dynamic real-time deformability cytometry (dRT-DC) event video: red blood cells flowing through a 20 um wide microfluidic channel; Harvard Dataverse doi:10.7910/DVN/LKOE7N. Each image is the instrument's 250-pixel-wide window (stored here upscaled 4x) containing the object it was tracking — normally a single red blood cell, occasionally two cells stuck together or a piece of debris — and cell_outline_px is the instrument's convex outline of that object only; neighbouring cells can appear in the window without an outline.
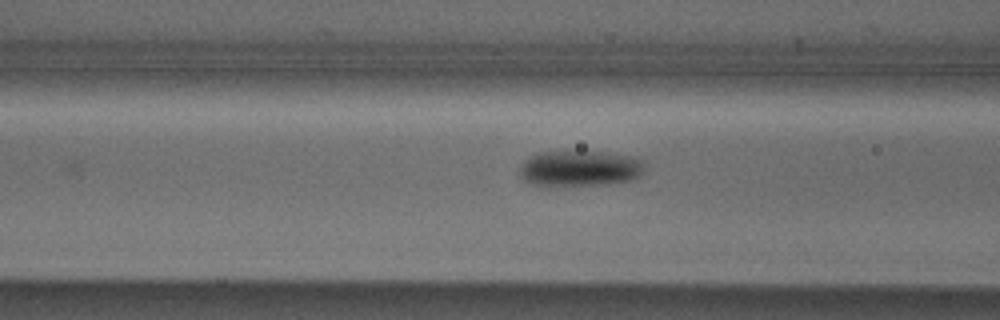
{"species": "Egyptian fruit bat (a non-hibernating species)", "species_latin": "Rousettus aegyptiacus", "temperature_condition": "cold", "stored_images_in_passage": 11, "camera_frame_rate_fps": 3000, "um_per_image_px": 0.085, "animal": {"sex": "male"}, "frame": {"image": 1, "passage_image": 5, "time_ms": 1.333, "image_size_px": [1000, 320], "cell_outline_px": [[644, 172], [628, 180], [608, 184], [532, 184], [524, 180], [520, 176], [520, 164], [524, 160], [536, 152], [608, 152], [632, 156], [644, 160]], "centroid_in_image_um": [49.29, 14.28], "position_along_channel_um": 117.3, "area_um2": 25.66}}
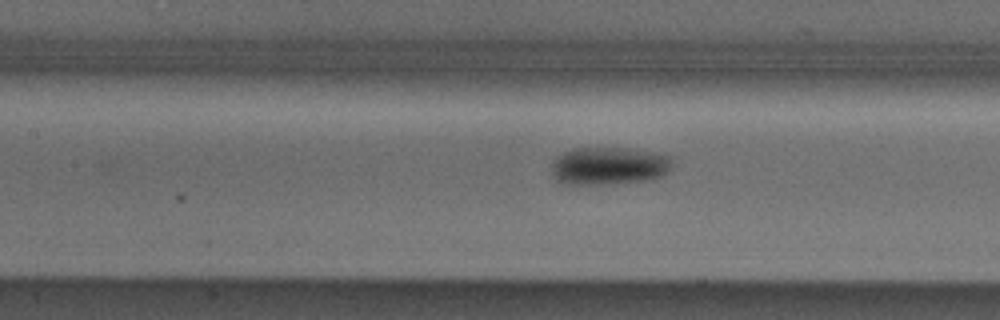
{"frame": {"image": 2, "passage_image": 8, "time_ms": 2.333, "image_size_px": [1000, 320], "cell_outline_px": [[672, 164], [668, 172], [660, 176], [648, 180], [608, 184], [564, 184], [556, 180], [552, 176], [552, 160], [556, 156], [572, 148], [632, 148], [664, 152], [672, 156]], "centroid_in_image_um": [51.79, 14.08], "position_along_channel_um": 155.6, "area_um2": 27.22}}